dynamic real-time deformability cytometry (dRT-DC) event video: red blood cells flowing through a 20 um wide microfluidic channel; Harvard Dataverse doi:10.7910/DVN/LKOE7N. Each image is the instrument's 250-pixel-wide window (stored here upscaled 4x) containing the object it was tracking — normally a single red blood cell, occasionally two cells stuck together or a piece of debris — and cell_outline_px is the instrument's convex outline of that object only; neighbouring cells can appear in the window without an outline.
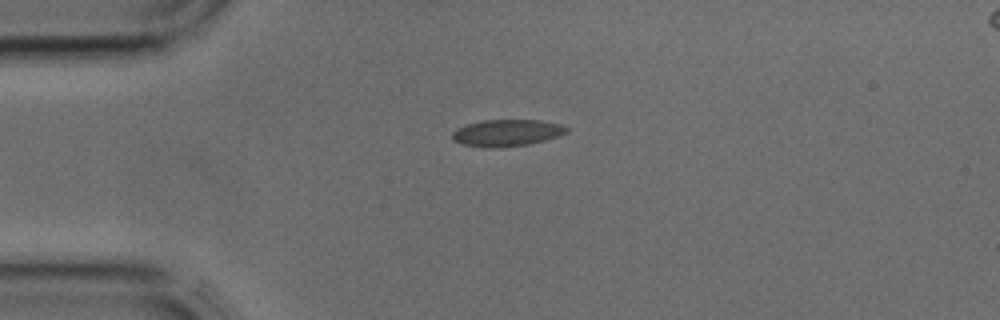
{"species": "common noctule bat (a hibernating species)", "species_latin": "Nyctalus noctula", "temperature_condition": "cold", "stored_images_in_passage": 3, "camera_frame_rate_fps": 3000, "um_per_image_px": 0.085, "animal": {"sex": "male", "body_mass_g": 17.9, "forearm_length_mm": 54.2}, "frame": {"image": 1, "passage_image": 3, "time_ms": 0.667, "image_size_px": [1000, 320], "cell_outline_px": [[568, 132], [560, 136], [528, 144], [484, 148], [460, 144], [452, 140], [452, 132], [456, 128], [480, 120], [540, 120], [560, 124], [568, 128]], "centroid_in_image_um": [43.05, 11.29], "position_along_channel_um": 42.0, "area_um2": 17.86}}